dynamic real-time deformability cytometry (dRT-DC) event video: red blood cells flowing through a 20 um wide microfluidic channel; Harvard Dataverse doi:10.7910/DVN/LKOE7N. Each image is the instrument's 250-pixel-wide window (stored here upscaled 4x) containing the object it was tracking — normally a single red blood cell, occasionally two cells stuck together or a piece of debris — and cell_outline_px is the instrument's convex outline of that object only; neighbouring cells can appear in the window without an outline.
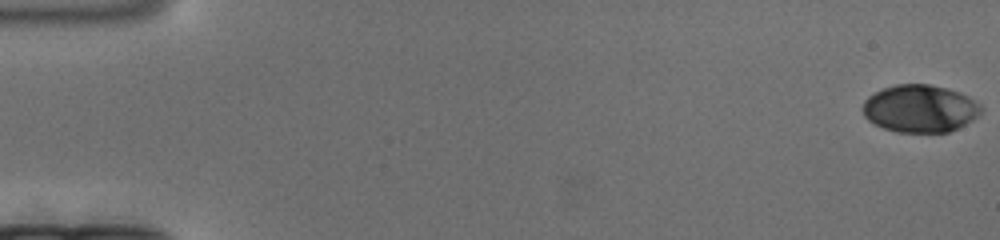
{"species": "human", "species_latin": "Homo sapiens", "temperature_condition": "cold", "stored_images_in_passage": 101, "camera_frame_rate_fps": 3000, "um_per_image_px": 0.085, "donor": {"sex": "female"}, "frame": {"image": 1, "passage_image": 1, "time_ms": 0.0, "image_size_px": [1000, 240], "cell_outline_px": [[984, 108], [972, 120], [948, 132], [896, 132], [884, 128], [868, 120], [864, 116], [860, 108], [864, 100], [868, 96], [884, 88], [896, 84], [928, 84], [960, 92], [968, 96], [980, 104]], "centroid_in_image_um": [78.17, 9.22], "position_along_channel_um": 6.8, "area_um2": 32.71}}
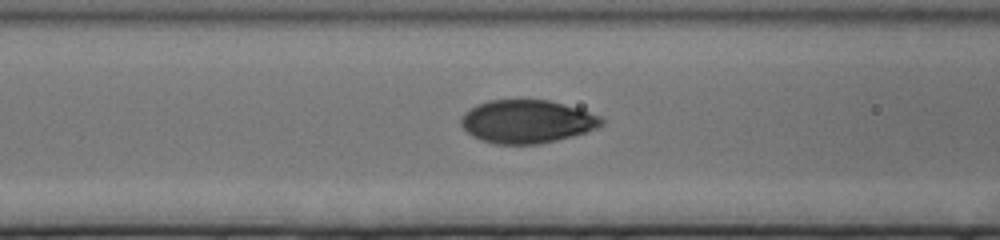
{"frame": {"image": 2, "passage_image": 72, "time_ms": 23.667, "image_size_px": [1000, 240], "cell_outline_px": [[604, 124], [596, 128], [572, 136], [540, 144], [496, 144], [480, 140], [472, 136], [460, 124], [460, 120], [464, 112], [476, 104], [488, 100], [548, 100], [580, 108], [600, 116], [604, 120]], "centroid_in_image_um": [44.77, 10.32], "position_along_channel_um": 121.8, "area_um2": 35.43}}
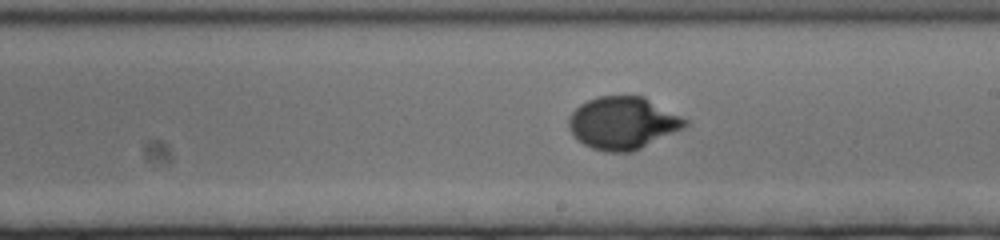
{"frame": {"image": 3, "passage_image": 101, "time_ms": 33.333, "image_size_px": [1000, 240], "cell_outline_px": [[692, 124], [684, 128], [632, 152], [608, 152], [592, 148], [584, 144], [572, 132], [568, 124], [568, 120], [572, 112], [580, 104], [596, 96], [644, 96], [688, 120]], "centroid_in_image_um": [52.97, 10.45], "position_along_channel_um": 236.0, "area_um2": 35.37}}